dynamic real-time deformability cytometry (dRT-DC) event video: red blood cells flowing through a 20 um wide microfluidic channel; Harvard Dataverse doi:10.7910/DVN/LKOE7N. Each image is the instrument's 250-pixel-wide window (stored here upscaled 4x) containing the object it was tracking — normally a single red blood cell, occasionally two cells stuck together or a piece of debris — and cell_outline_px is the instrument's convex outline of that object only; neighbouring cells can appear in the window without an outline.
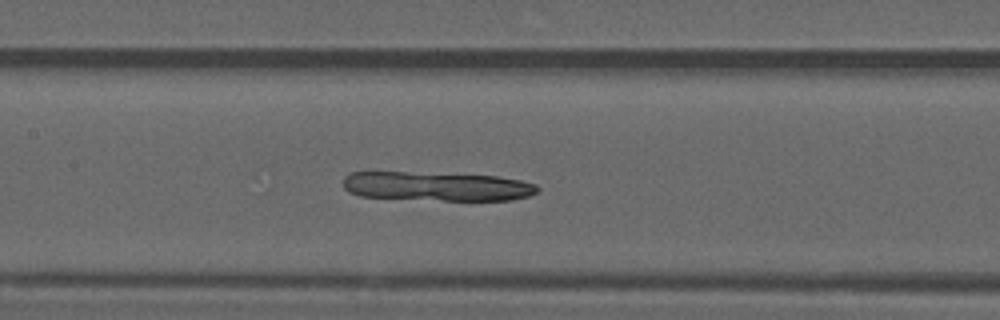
{"species": "common noctule bat (a hibernating species)", "species_latin": "Nyctalus noctula", "temperature_condition": "warm", "stored_images_in_passage": 41, "camera_frame_rate_fps": 3000, "um_per_image_px": 0.085, "animal": {"sex": "male", "forearm_length_mm": 52.5}, "frame": {"image": 1, "passage_image": 16, "time_ms": 5.0, "image_size_px": [1000, 320], "cell_outline_px": [[540, 188], [536, 192], [528, 196], [512, 200], [444, 200], [360, 196], [348, 192], [344, 188], [344, 176], [348, 172], [408, 172], [496, 176], [520, 180], [536, 184]], "centroid_in_image_um": [37.12, 15.83], "position_along_channel_um": 170.3, "area_um2": 32.83}}
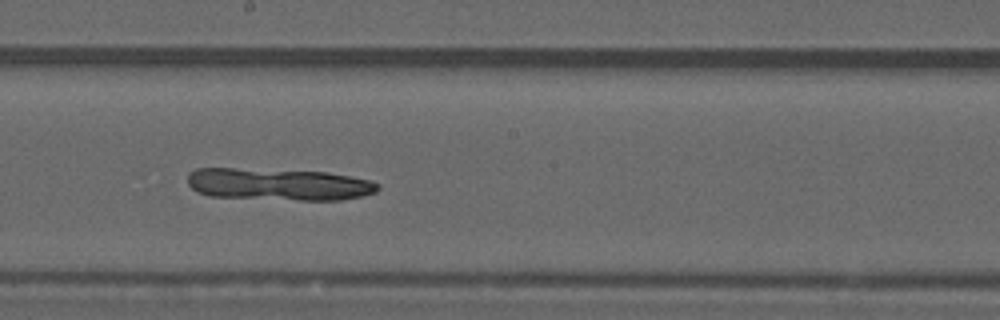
{"frame": {"image": 2, "passage_image": 20, "time_ms": 6.333, "image_size_px": [1000, 320], "cell_outline_px": [[380, 188], [376, 192], [364, 196], [340, 200], [300, 200], [208, 196], [196, 192], [188, 184], [188, 172], [196, 168], [232, 168], [328, 172], [368, 180], [380, 184]], "centroid_in_image_um": [23.66, 15.67], "position_along_channel_um": 224.5, "area_um2": 35.66}}
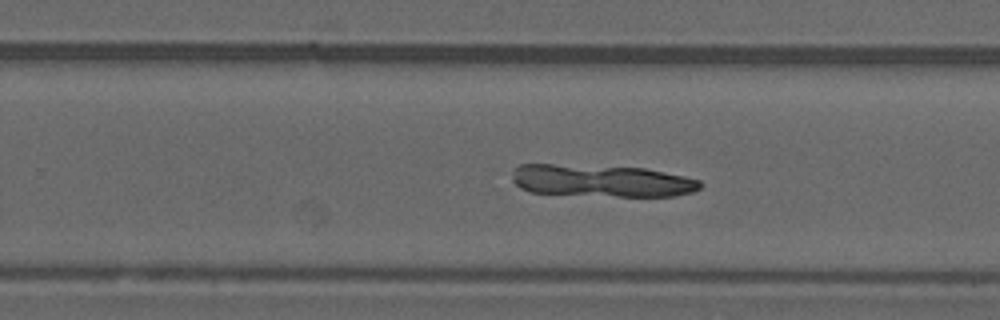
{"frame": {"image": 3, "passage_image": 24, "time_ms": 7.667, "image_size_px": [1000, 320], "cell_outline_px": [[704, 184], [700, 188], [692, 192], [672, 196], [620, 196], [532, 192], [520, 188], [512, 180], [512, 168], [520, 164], [552, 164], [644, 168], [684, 176], [700, 180]], "centroid_in_image_um": [51.12, 15.35], "position_along_channel_um": 278.7, "area_um2": 35.08}}